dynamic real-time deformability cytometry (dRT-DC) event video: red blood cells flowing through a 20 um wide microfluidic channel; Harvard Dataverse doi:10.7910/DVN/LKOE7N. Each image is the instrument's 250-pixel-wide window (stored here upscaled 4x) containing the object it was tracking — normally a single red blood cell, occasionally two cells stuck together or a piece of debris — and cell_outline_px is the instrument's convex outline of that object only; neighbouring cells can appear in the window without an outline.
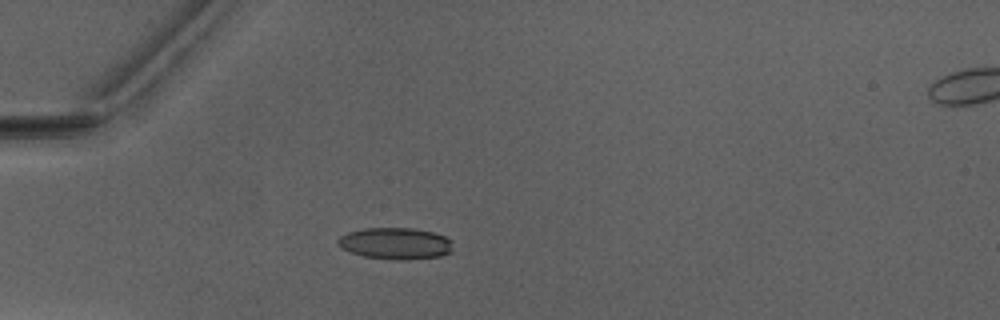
{"species": "Egyptian fruit bat (a non-hibernating species)", "species_latin": "Rousettus aegyptiacus", "temperature_condition": "warm", "stored_images_in_passage": 37, "camera_frame_rate_fps": 3000, "um_per_image_px": 0.085, "animal": {"sex": "male"}, "frame": {"image": 1, "passage_image": 1, "time_ms": 0.0, "image_size_px": [1000, 320], "cell_outline_px": [[452, 252], [440, 256], [408, 260], [396, 260], [364, 256], [348, 252], [340, 248], [336, 244], [336, 240], [340, 236], [348, 232], [364, 228], [412, 228], [432, 232], [444, 236], [452, 240]], "centroid_in_image_um": [33.58, 20.7], "position_along_channel_um": 51.4, "area_um2": 21.44}}
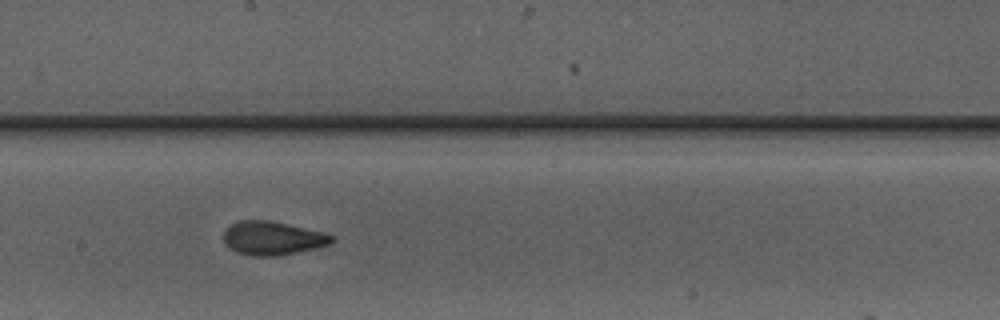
{"frame": {"image": 2, "passage_image": 15, "time_ms": 4.667, "image_size_px": [1000, 320], "cell_outline_px": [[336, 240], [328, 244], [316, 248], [276, 256], [252, 256], [240, 252], [224, 244], [224, 228], [240, 220], [268, 220], [324, 232], [332, 236]], "centroid_in_image_um": [23.16, 20.24], "position_along_channel_um": 225.0, "area_um2": 20.98}}
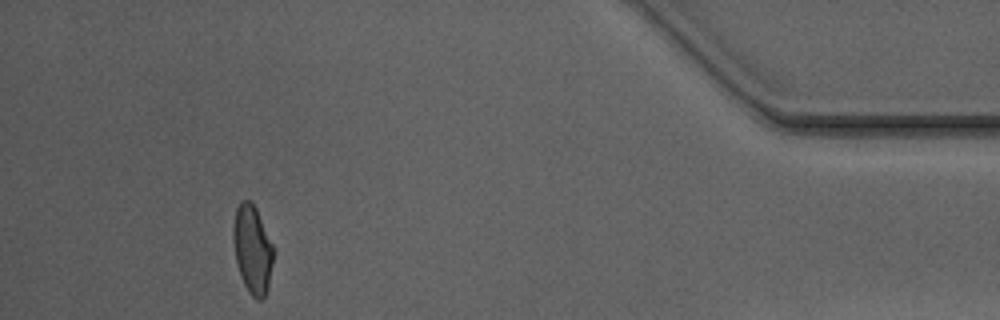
{"frame": {"image": 3, "passage_image": 33, "time_ms": 10.667, "image_size_px": [1000, 320], "cell_outline_px": [[272, 264], [268, 288], [264, 300], [256, 300], [248, 292], [240, 276], [236, 264], [232, 240], [232, 228], [236, 208], [240, 200], [248, 200], [256, 208], [272, 244]], "centroid_in_image_um": [21.42, 21.22], "position_along_channel_um": 413.8, "area_um2": 20.75}, "authors_computed_cell_mechanics": {"area_um2": 20.8658, "velocity_mm_per_s": 4.0904, "shape_relaxation_time_tau1_ms": 4.3366, "shape_relaxation_time_tau2_ms": 1.1292, "deformation_change_tau1": 0.1452, "deformation_change_tau2": 0.0775}}